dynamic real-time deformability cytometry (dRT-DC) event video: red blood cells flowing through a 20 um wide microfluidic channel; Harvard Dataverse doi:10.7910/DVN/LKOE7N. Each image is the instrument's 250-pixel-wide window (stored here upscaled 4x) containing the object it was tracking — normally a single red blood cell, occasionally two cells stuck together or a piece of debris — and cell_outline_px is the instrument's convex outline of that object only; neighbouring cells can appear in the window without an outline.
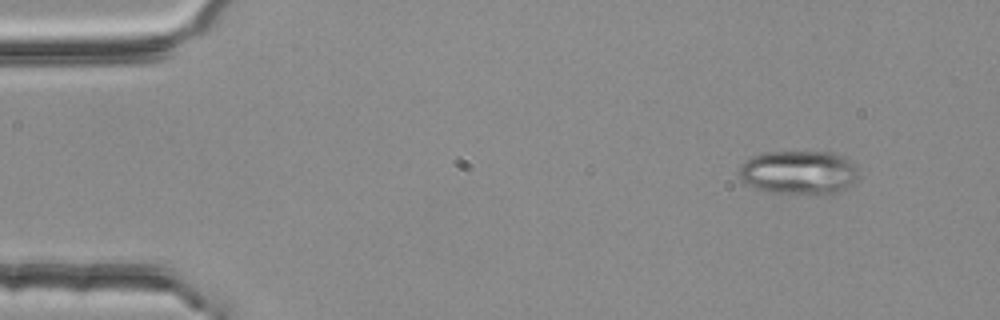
{"species": "common noctule bat (a hibernating species)", "species_latin": "Nyctalus noctula", "temperature_condition": "room temperature", "stored_images_in_passage": 3, "camera_frame_rate_fps": 3000, "um_per_image_px": 0.085, "animal": {"sex": "female", "body_mass_g": 25.1}, "frame": {"image": 1, "passage_image": 1, "time_ms": 0.0, "image_size_px": [1000, 320], "cell_outline_px": [[856, 180], [852, 184], [840, 192], [828, 196], [812, 196], [764, 192], [740, 180], [740, 164], [752, 156], [764, 152], [832, 152], [856, 164]], "centroid_in_image_um": [67.9, 14.71], "position_along_channel_um": 17.1, "area_um2": 31.27}}
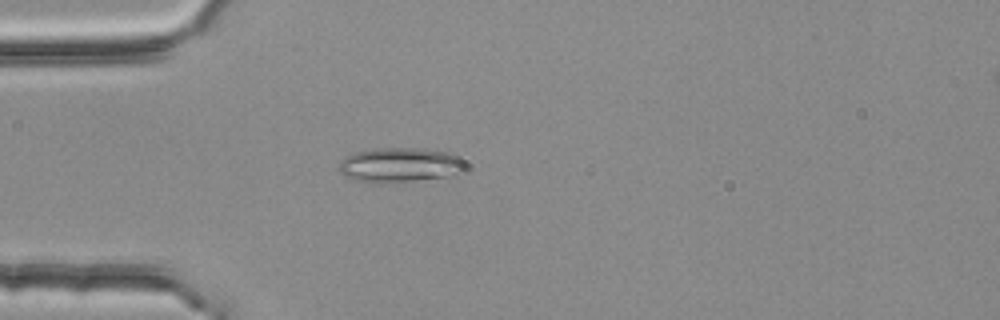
{"frame": {"image": 2, "passage_image": 3, "time_ms": 0.667, "image_size_px": [1000, 320], "cell_outline_px": [[468, 164], [464, 172], [456, 176], [416, 180], [356, 180], [344, 176], [340, 172], [340, 160], [344, 156], [352, 152], [376, 148], [420, 148], [448, 152], [456, 156]], "centroid_in_image_um": [34.06, 13.98], "position_along_channel_um": 50.9, "area_um2": 25.2}}